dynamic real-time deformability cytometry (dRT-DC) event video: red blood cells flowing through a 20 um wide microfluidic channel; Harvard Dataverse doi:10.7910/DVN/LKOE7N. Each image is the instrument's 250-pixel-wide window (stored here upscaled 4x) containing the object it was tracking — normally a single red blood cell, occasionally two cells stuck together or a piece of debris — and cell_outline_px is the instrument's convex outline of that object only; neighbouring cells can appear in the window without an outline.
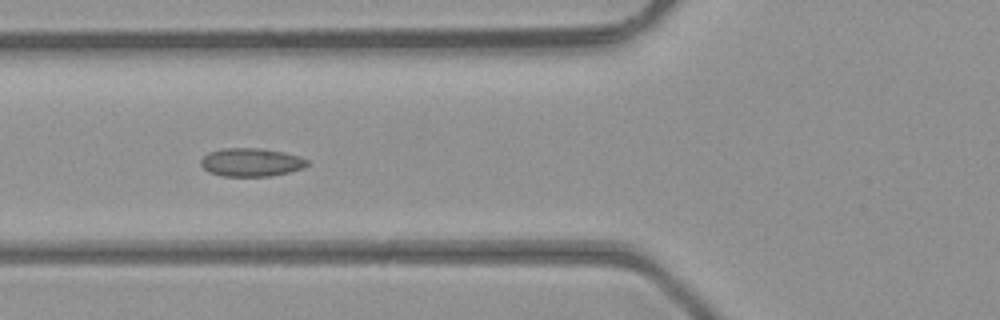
{"species": "common noctule bat (a hibernating species)", "species_latin": "Nyctalus noctula", "temperature_condition": "room temperature", "stored_images_in_passage": 5, "camera_frame_rate_fps": 3000, "um_per_image_px": 0.085, "animal": {"sex": "male", "body_mass_g": 23.1, "forearm_length_mm": 52.7}, "frame": {"image": 1, "passage_image": 5, "time_ms": 1.333, "image_size_px": [1000, 320], "cell_outline_px": [[308, 164], [304, 168], [272, 176], [220, 176], [208, 172], [200, 164], [200, 160], [208, 152], [224, 148], [256, 148], [284, 152], [300, 156], [308, 160]], "centroid_in_image_um": [21.34, 13.8], "position_along_channel_um": 104.5, "area_um2": 17.63}}